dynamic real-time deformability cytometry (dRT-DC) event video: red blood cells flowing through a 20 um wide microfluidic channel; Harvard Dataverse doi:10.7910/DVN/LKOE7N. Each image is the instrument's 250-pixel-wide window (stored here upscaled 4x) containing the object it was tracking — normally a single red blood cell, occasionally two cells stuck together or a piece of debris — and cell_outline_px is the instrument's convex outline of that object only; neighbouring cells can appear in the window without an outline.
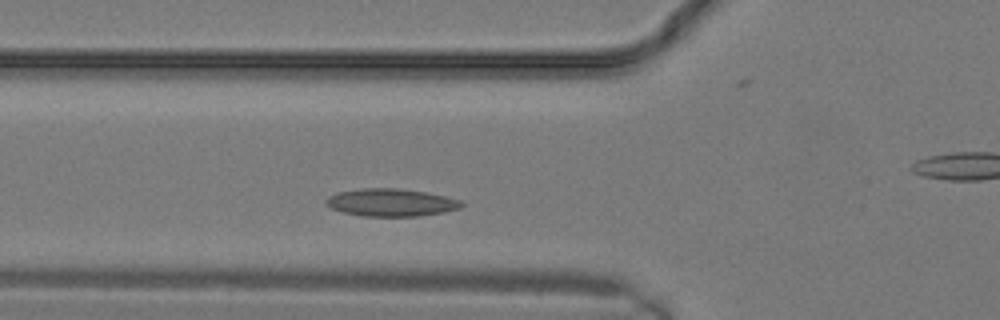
{"species": "common noctule bat (a hibernating species)", "species_latin": "Nyctalus noctula", "temperature_condition": "warm", "stored_images_in_passage": 8, "segment_of_instrument_passage": [1, 2], "camera_frame_rate_fps": 3000, "um_per_image_px": 0.085, "animal": {"sex": "male", "body_mass_g": 19.2, "forearm_length_mm": 51.8}, "frame": {"image": 1, "passage_image": 2, "time_ms": 0.333, "image_size_px": [1000, 320], "cell_outline_px": [[464, 204], [460, 208], [444, 212], [416, 216], [364, 216], [344, 212], [332, 208], [324, 200], [328, 196], [336, 192], [360, 188], [396, 188], [424, 192], [444, 196], [460, 200]], "centroid_in_image_um": [33.22, 17.2], "position_along_channel_um": 92.6, "area_um2": 21.62}}
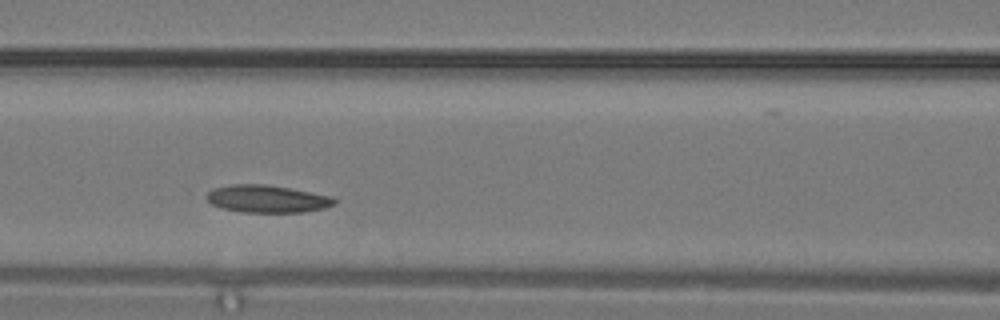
{"frame": {"image": 2, "passage_image": 4, "time_ms": 1.0, "image_size_px": [1000, 320], "cell_outline_px": [[336, 204], [324, 208], [304, 212], [244, 212], [224, 208], [212, 204], [208, 200], [204, 192], [212, 188], [232, 184], [264, 184], [288, 188], [332, 196], [336, 200]], "centroid_in_image_um": [22.69, 16.89], "position_along_channel_um": 143.9, "area_um2": 20.4}}
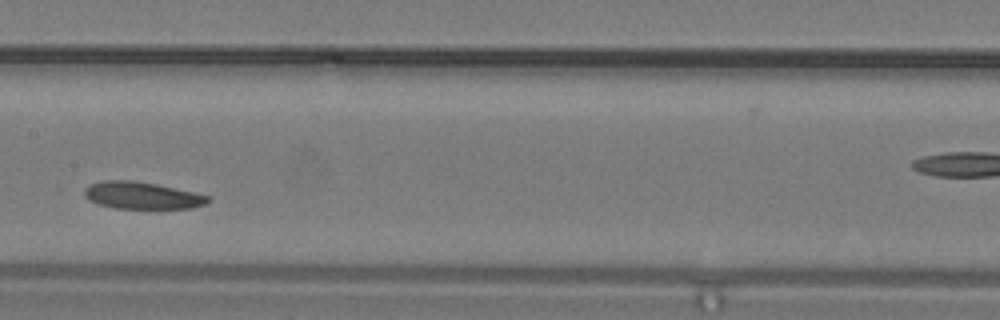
{"frame": {"image": 3, "passage_image": 6, "time_ms": 1.667, "image_size_px": [1000, 320], "cell_outline_px": [[208, 204], [192, 208], [116, 208], [100, 204], [88, 200], [84, 196], [84, 188], [88, 184], [100, 180], [136, 180], [156, 184], [192, 192], [208, 196]], "centroid_in_image_um": [12.01, 16.6], "position_along_channel_um": 195.4, "area_um2": 19.48}}